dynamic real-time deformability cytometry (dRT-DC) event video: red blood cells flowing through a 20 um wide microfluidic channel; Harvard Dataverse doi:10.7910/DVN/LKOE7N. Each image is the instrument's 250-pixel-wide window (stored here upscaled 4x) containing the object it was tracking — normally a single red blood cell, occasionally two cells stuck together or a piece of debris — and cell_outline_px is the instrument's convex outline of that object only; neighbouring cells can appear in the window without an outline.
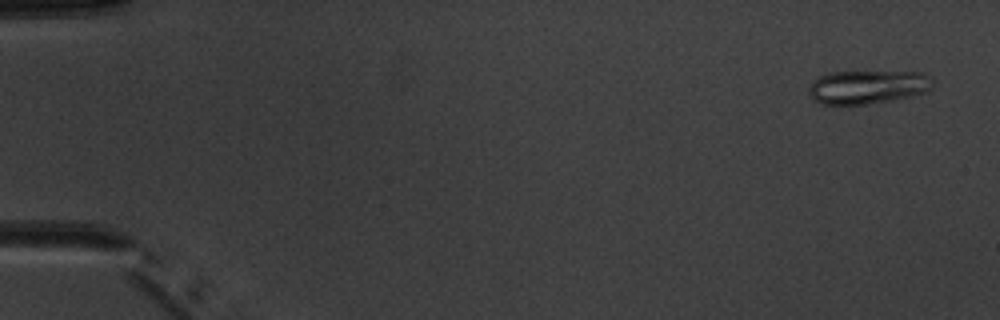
{"species": "common noctule bat (a hibernating species)", "species_latin": "Nyctalus noctula", "temperature_condition": "warm", "stored_images_in_passage": 5, "camera_frame_rate_fps": 3000, "um_per_image_px": 0.085, "animal": {"sex": "male", "body_mass_g": 20.1, "forearm_length_mm": 53.5}, "frame": {"image": 1, "passage_image": 1, "time_ms": 0.0, "image_size_px": [1000, 320], "cell_outline_px": [[936, 80], [932, 88], [928, 92], [912, 96], [892, 100], [868, 104], [824, 104], [816, 100], [808, 92], [808, 88], [812, 80], [820, 76], [832, 72], [920, 72], [932, 76]], "centroid_in_image_um": [73.83, 7.38], "position_along_channel_um": 11.2, "area_um2": 24.45}}